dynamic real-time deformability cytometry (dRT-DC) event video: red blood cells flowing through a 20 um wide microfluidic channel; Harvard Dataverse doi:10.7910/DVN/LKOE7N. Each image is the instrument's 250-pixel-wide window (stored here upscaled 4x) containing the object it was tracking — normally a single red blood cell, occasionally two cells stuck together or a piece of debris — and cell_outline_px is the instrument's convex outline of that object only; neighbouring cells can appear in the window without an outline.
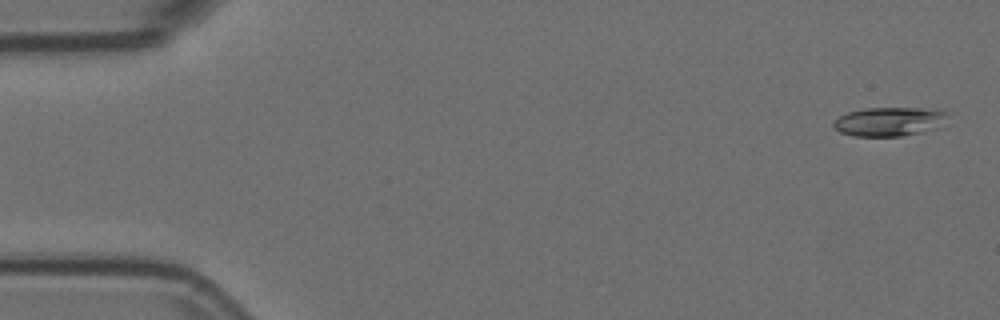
{"species": "Egyptian fruit bat (a non-hibernating species)", "species_latin": "Rousettus aegyptiacus", "temperature_condition": "room temperature", "stored_images_in_passage": 5, "camera_frame_rate_fps": 3000, "um_per_image_px": 0.085, "animal": {"sex": "female"}, "frame": {"image": 1, "passage_image": 1, "time_ms": 0.0, "image_size_px": [1000, 320], "cell_outline_px": [[948, 116], [936, 128], [920, 132], [900, 136], [852, 136], [840, 132], [832, 124], [840, 116], [848, 112], [868, 108], [920, 108], [948, 112]], "centroid_in_image_um": [75.56, 10.33], "position_along_channel_um": 9.4, "area_um2": 18.9}}
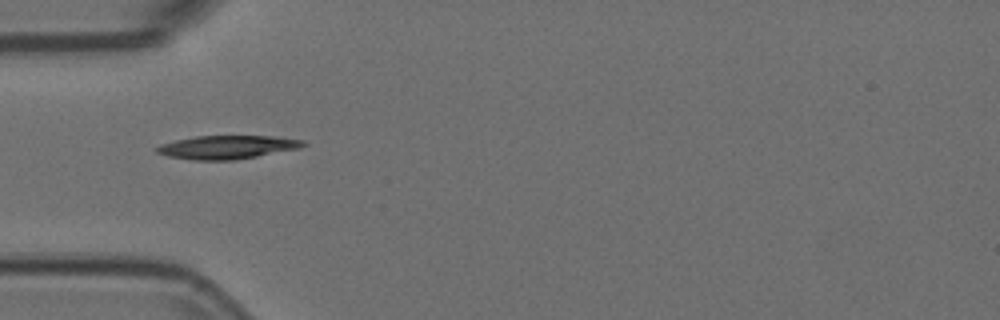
{"frame": {"image": 2, "passage_image": 5, "time_ms": 1.333, "image_size_px": [1000, 320], "cell_outline_px": [[308, 144], [300, 148], [236, 160], [192, 160], [168, 156], [156, 152], [156, 148], [160, 144], [176, 140], [196, 136], [272, 136], [304, 140]], "centroid_in_image_um": [19.33, 12.51], "position_along_channel_um": 65.7, "area_um2": 20.0}}